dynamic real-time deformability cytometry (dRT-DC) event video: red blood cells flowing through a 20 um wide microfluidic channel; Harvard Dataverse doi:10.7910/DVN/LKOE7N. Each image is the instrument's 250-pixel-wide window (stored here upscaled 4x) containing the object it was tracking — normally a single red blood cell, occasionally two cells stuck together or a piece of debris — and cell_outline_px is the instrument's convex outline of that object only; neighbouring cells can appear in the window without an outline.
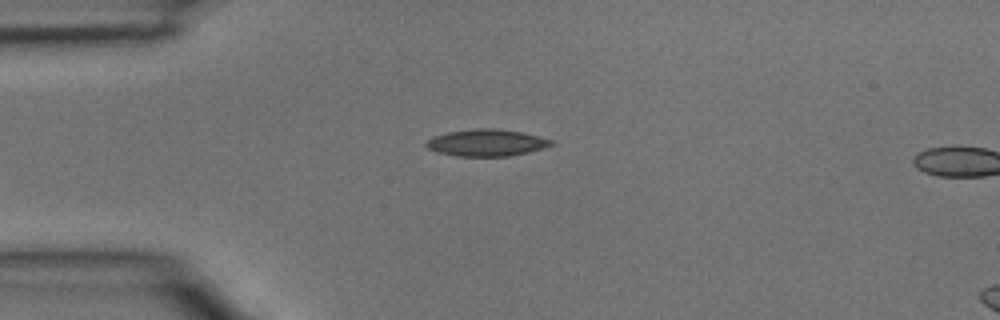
{"species": "common noctule bat (a hibernating species)", "species_latin": "Nyctalus noctula", "temperature_condition": "room temperature", "stored_images_in_passage": 3, "camera_frame_rate_fps": 3000, "um_per_image_px": 0.085, "animal": {"sex": "male", "body_mass_g": 15.6}, "frame": {"image": 1, "passage_image": 2, "time_ms": 0.333, "image_size_px": [1000, 320], "cell_outline_px": [[556, 144], [544, 148], [512, 156], [460, 156], [440, 152], [428, 148], [424, 144], [432, 136], [448, 132], [480, 128], [492, 128], [520, 132], [552, 140]], "centroid_in_image_um": [41.37, 12.13], "position_along_channel_um": 43.6, "area_um2": 19.31}}